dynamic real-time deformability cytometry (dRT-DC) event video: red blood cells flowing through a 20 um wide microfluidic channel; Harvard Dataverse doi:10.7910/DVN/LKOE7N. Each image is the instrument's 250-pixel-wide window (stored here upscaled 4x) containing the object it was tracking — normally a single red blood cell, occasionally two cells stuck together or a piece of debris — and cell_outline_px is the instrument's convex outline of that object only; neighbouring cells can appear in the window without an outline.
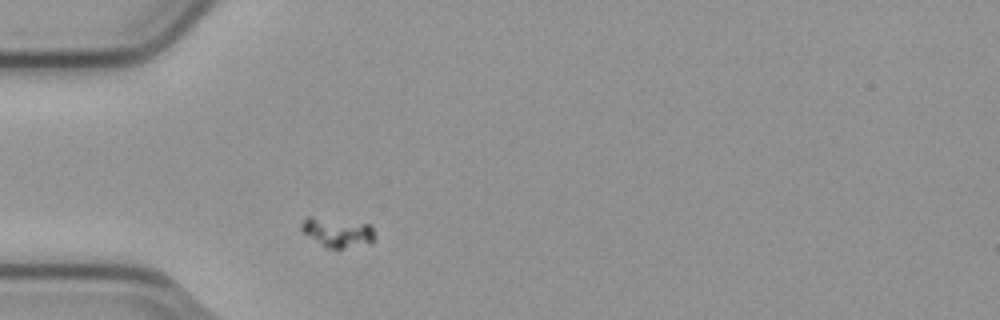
{"species": "common noctule bat (a hibernating species)", "species_latin": "Nyctalus noctula", "temperature_condition": "cold", "stored_images_in_passage": 1, "camera_frame_rate_fps": 3000, "um_per_image_px": 0.085, "animal": {"sex": "male", "body_mass_g": 23.1, "forearm_length_mm": 52.7}, "frame": {"image": 1, "passage_image": 1, "time_ms": 0.0, "image_size_px": [1000, 320], "cell_outline_px": [[376, 236], [372, 244], [344, 248], [324, 248], [304, 232], [300, 228], [300, 224], [308, 216], [312, 216], [372, 224]], "centroid_in_image_um": [28.74, 19.75], "position_along_channel_um": 56.3, "area_um2": 12.89}}